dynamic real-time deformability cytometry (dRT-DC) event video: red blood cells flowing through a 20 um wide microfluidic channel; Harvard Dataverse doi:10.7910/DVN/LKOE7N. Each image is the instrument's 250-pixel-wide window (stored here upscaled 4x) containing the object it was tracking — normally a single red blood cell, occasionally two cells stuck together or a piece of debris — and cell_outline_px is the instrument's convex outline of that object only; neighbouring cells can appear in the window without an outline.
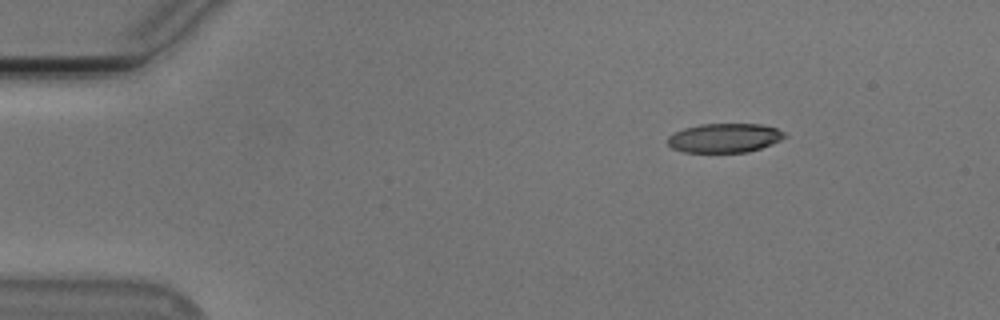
{"species": "Egyptian fruit bat (a non-hibernating species)", "species_latin": "Rousettus aegyptiacus", "temperature_condition": "cold", "stored_images_in_passage": 47, "camera_frame_rate_fps": 3000, "um_per_image_px": 0.085, "animal": {"sex": "male"}, "frame": {"image": 1, "passage_image": 1, "time_ms": 0.0, "image_size_px": [1000, 320], "cell_outline_px": [[788, 136], [772, 144], [748, 152], [684, 152], [672, 148], [668, 144], [668, 136], [684, 128], [700, 124], [760, 124], [776, 128], [784, 132]], "centroid_in_image_um": [61.6, 11.72], "position_along_channel_um": 23.4, "area_um2": 19.83}}
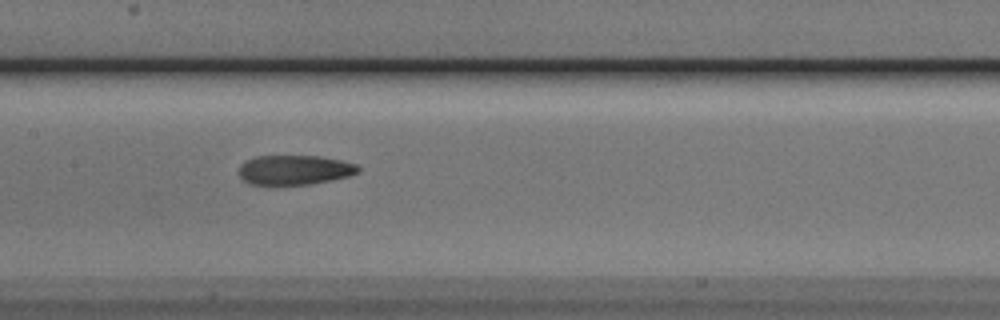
{"frame": {"image": 2, "passage_image": 20, "time_ms": 6.333, "image_size_px": [1000, 320], "cell_outline_px": [[360, 172], [348, 176], [308, 184], [248, 184], [240, 176], [240, 164], [244, 160], [256, 156], [320, 156], [340, 160], [356, 164], [360, 168]], "centroid_in_image_um": [25.02, 14.43], "position_along_channel_um": 182.4, "area_um2": 20.4}}
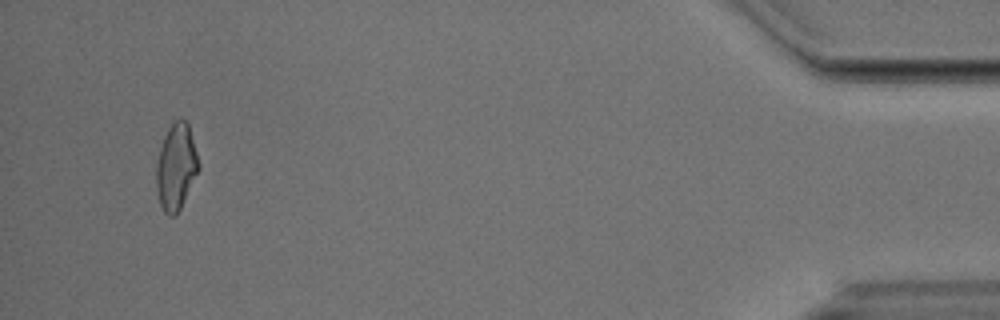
{"frame": {"image": 3, "passage_image": 45, "time_ms": 14.667, "image_size_px": [1000, 320], "cell_outline_px": [[200, 168], [176, 216], [168, 216], [164, 212], [160, 204], [156, 188], [156, 164], [160, 148], [164, 136], [168, 128], [180, 116], [188, 124], [200, 164]], "centroid_in_image_um": [14.96, 14.19], "position_along_channel_um": 420.2, "area_um2": 21.21}, "authors_computed_cell_mechanics": {"area_um2": 21.2126, "velocity_mm_per_s": 3.7739, "shape_relaxation_time_tau1_ms": null, "shape_relaxation_time_tau2_ms": 3.0838, "deformation_change_tau1": null, "deformation_change_tau2": 0.111}}